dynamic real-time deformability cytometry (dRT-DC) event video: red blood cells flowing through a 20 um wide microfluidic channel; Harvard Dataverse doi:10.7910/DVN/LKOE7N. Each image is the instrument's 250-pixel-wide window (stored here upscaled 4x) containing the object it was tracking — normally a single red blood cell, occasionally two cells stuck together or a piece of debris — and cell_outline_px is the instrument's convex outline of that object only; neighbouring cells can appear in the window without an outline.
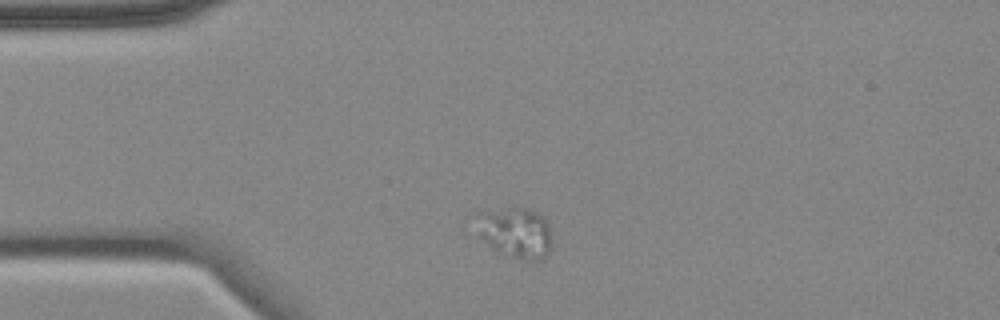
{"species": "common noctule bat (a hibernating species)", "species_latin": "Nyctalus noctula", "temperature_condition": "cold", "stored_images_in_passage": 3, "camera_frame_rate_fps": 3000, "um_per_image_px": 0.085, "animal": {"sex": "female", "body_mass_g": 18.4}, "frame": {"image": 1, "passage_image": 1, "time_ms": 0.0, "image_size_px": [1000, 320], "cell_outline_px": [[548, 252], [544, 260], [520, 260], [500, 252], [492, 248], [480, 236], [480, 212], [512, 204], [528, 208], [540, 212], [548, 224]], "centroid_in_image_um": [43.84, 19.72], "position_along_channel_um": 41.2, "area_um2": 22.2}}
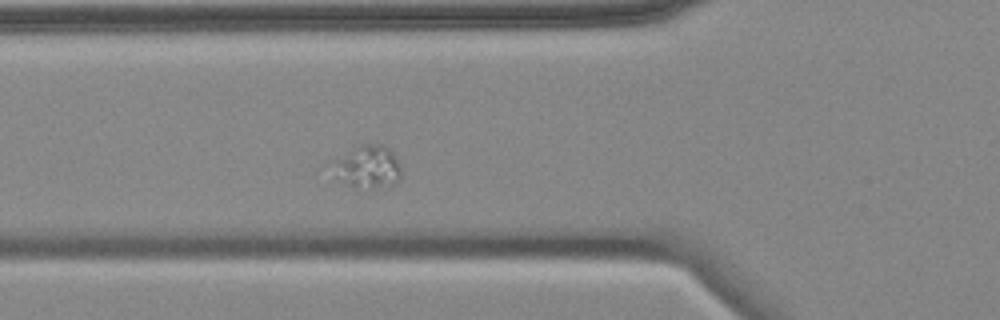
{"frame": {"image": 2, "passage_image": 3, "time_ms": 2.333, "image_size_px": [1000, 320], "cell_outline_px": [[400, 180], [392, 184], [372, 188], [356, 188], [340, 180], [324, 164], [360, 144], [384, 144], [392, 152], [400, 164]], "centroid_in_image_um": [31.16, 14.16], "position_along_channel_um": 94.6, "area_um2": 17.57}}